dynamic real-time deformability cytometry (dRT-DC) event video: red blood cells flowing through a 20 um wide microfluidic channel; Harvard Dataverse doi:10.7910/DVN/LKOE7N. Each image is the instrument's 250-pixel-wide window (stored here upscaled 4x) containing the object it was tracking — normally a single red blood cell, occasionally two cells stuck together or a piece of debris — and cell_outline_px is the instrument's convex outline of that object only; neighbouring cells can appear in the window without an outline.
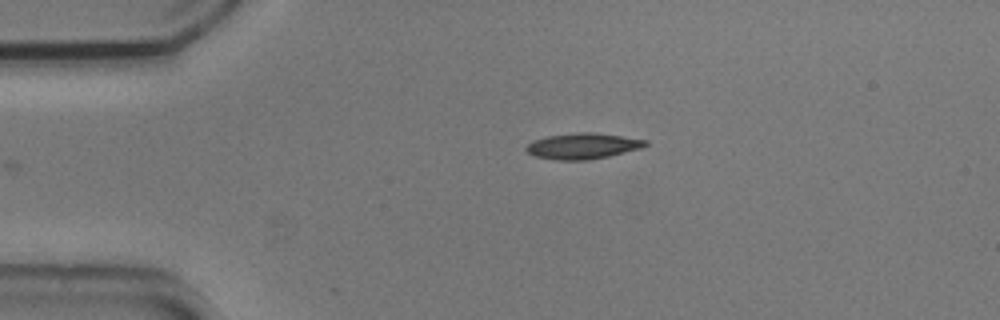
{"species": "common noctule bat (a hibernating species)", "species_latin": "Nyctalus noctula", "temperature_condition": "cold", "stored_images_in_passage": 36, "camera_frame_rate_fps": 3000, "um_per_image_px": 0.085, "animal": {"sex": "male", "body_mass_g": 20.5, "forearm_length_mm": 52.5}, "frame": {"image": 1, "passage_image": 1, "time_ms": 0.0, "image_size_px": [1000, 320], "cell_outline_px": [[648, 144], [640, 148], [608, 156], [588, 160], [556, 160], [536, 156], [528, 152], [524, 148], [532, 140], [548, 136], [576, 132], [592, 132], [648, 140]], "centroid_in_image_um": [49.51, 12.41], "position_along_channel_um": 35.5, "area_um2": 17.8}}
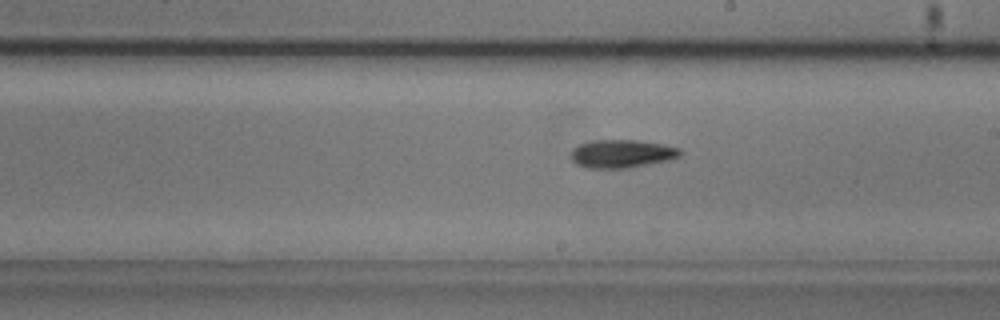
{"frame": {"image": 2, "passage_image": 20, "time_ms": 6.333, "image_size_px": [1000, 320], "cell_outline_px": [[684, 152], [680, 156], [672, 160], [628, 168], [588, 168], [576, 164], [572, 160], [572, 148], [580, 144], [592, 140], [636, 140], [664, 144], [680, 148]], "centroid_in_image_um": [52.91, 13.07], "position_along_channel_um": 236.1, "area_um2": 18.15}}
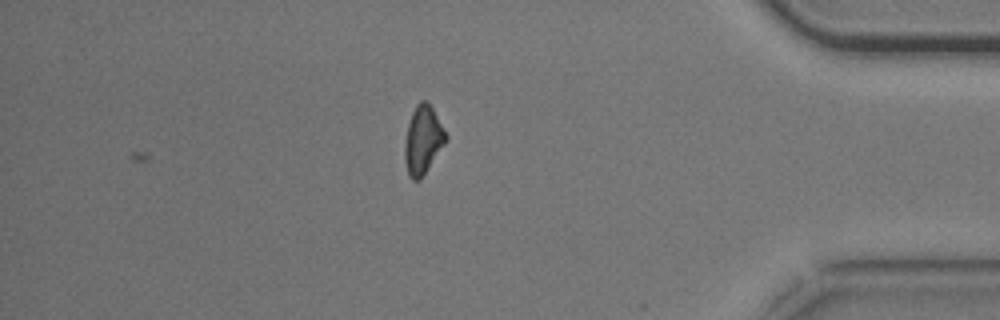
{"frame": {"image": 3, "passage_image": 36, "time_ms": 11.667, "image_size_px": [1000, 320], "cell_outline_px": [[448, 136], [444, 144], [420, 180], [412, 180], [408, 176], [404, 160], [404, 144], [408, 124], [412, 112], [416, 104], [420, 100], [424, 100], [432, 108]], "centroid_in_image_um": [35.92, 11.92], "position_along_channel_um": 399.3, "area_um2": 16.18}, "authors_computed_cell_mechanics": {"area_um2": 17.34, "velocity_mm_per_s": 3.7225, "shape_relaxation_time_tau1_ms": 4.3831, "shape_relaxation_time_tau2_ms": null, "deformation_change_tau1": 0.1335, "deformation_change_tau2": null}}